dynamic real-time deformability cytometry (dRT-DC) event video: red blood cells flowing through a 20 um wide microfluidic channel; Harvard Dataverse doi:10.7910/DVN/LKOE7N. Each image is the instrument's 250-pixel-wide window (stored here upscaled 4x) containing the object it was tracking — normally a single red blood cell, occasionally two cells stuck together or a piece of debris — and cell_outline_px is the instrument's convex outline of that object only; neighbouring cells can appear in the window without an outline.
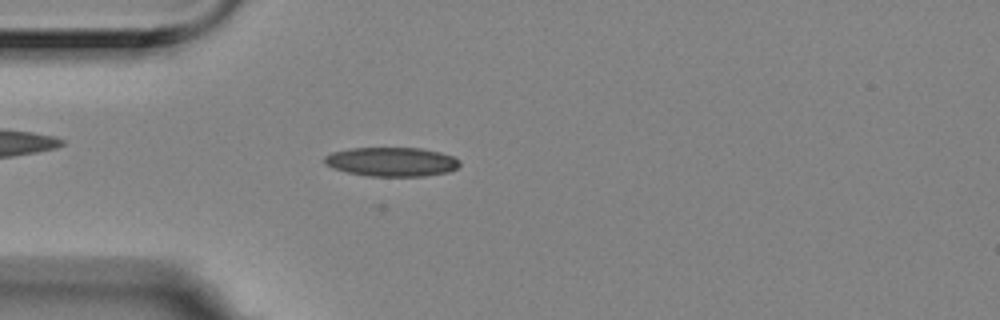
{"species": "Egyptian fruit bat (a non-hibernating species)", "species_latin": "Rousettus aegyptiacus", "temperature_condition": "room temperature", "stored_images_in_passage": 3, "camera_frame_rate_fps": 3000, "um_per_image_px": 0.085, "animal": {"sex": "female"}, "frame": {"image": 1, "passage_image": 3, "time_ms": 0.667, "image_size_px": [1000, 320], "cell_outline_px": [[460, 164], [456, 168], [448, 172], [424, 176], [368, 176], [348, 172], [332, 168], [324, 164], [324, 156], [332, 152], [352, 148], [420, 148], [440, 152], [452, 156], [460, 160]], "centroid_in_image_um": [33.28, 13.75], "position_along_channel_um": 51.7, "area_um2": 22.95}}